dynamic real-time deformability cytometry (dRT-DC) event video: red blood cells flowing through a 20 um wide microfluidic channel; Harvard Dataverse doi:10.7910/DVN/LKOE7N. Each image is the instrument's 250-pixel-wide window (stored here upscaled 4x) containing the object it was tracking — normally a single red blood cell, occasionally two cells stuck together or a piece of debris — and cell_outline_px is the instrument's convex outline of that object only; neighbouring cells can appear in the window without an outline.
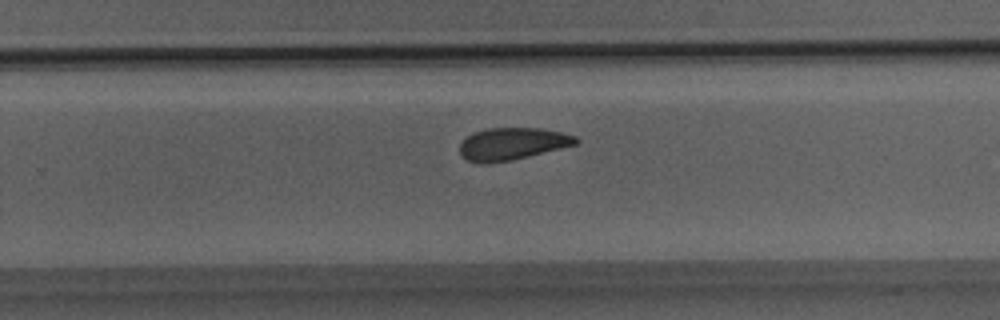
{"species": "Egyptian fruit bat (a non-hibernating species)", "species_latin": "Rousettus aegyptiacus", "temperature_condition": "room temperature", "stored_images_in_passage": 35, "camera_frame_rate_fps": 3000, "um_per_image_px": 0.085, "animal": {"sex": "male"}, "frame": {"image": 1, "passage_image": 21, "time_ms": 6.667, "image_size_px": [1000, 320], "cell_outline_px": [[580, 140], [576, 144], [512, 160], [488, 164], [480, 164], [468, 160], [460, 152], [460, 144], [472, 132], [488, 128], [544, 128], [576, 136]], "centroid_in_image_um": [43.53, 12.22], "position_along_channel_um": 286.3, "area_um2": 21.73}}
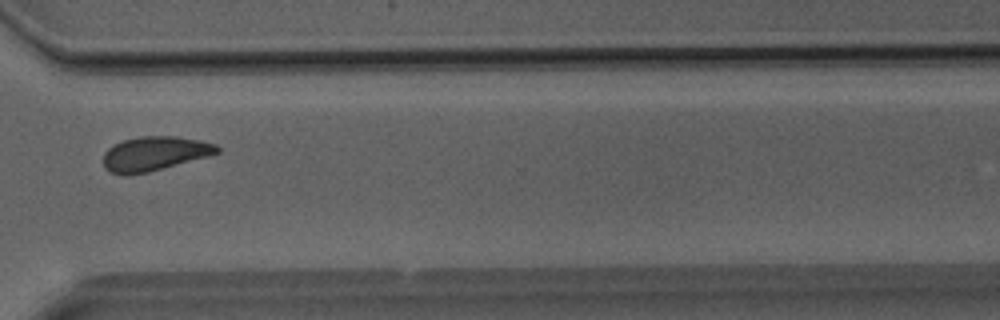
{"frame": {"image": 2, "passage_image": 25, "time_ms": 8.0, "image_size_px": [1000, 320], "cell_outline_px": [[220, 152], [208, 156], [148, 172], [112, 172], [104, 168], [104, 152], [108, 148], [124, 140], [140, 136], [176, 136], [200, 140], [216, 144], [220, 148]], "centroid_in_image_um": [13.19, 13.02], "position_along_channel_um": 357.4, "area_um2": 22.14}}
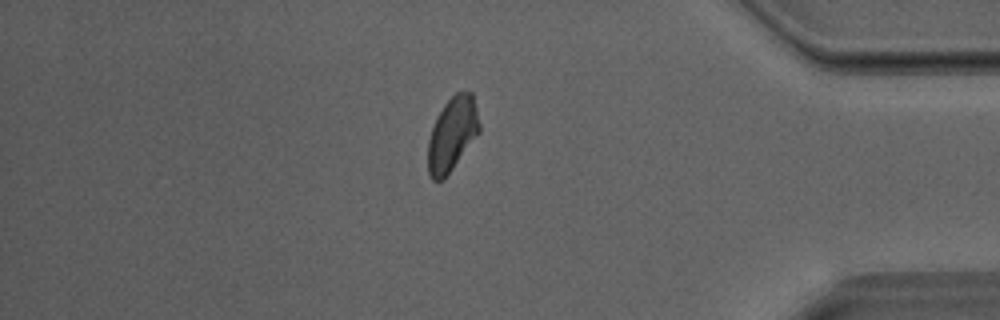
{"frame": {"image": 3, "passage_image": 29, "time_ms": 9.333, "image_size_px": [1000, 320], "cell_outline_px": [[480, 132], [444, 180], [432, 180], [428, 172], [428, 140], [436, 116], [444, 104], [456, 92], [472, 92], [480, 124]], "centroid_in_image_um": [38.43, 11.41], "position_along_channel_um": 396.8, "area_um2": 22.14}}